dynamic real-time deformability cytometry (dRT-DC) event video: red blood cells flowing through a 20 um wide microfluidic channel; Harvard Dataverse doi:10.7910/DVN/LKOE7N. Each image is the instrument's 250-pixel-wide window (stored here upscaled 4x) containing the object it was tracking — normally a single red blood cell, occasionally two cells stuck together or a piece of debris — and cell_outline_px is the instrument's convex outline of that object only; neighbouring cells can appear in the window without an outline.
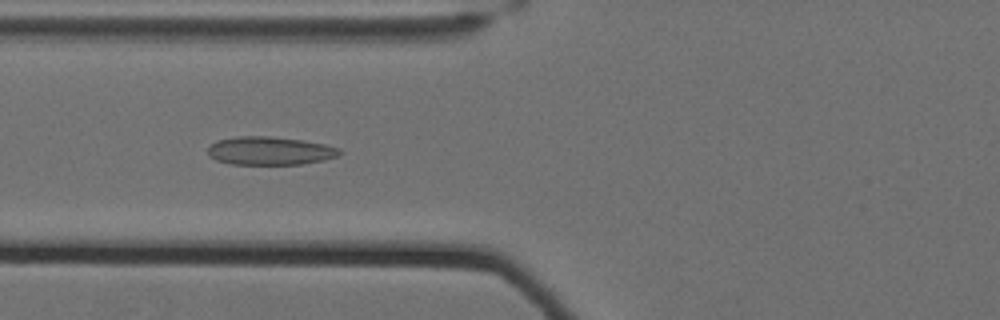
{"species": "Egyptian fruit bat (a non-hibernating species)", "species_latin": "Rousettus aegyptiacus", "temperature_condition": "cold", "stored_images_in_passage": 61, "camera_frame_rate_fps": 3000, "um_per_image_px": 0.085, "animal": {"sex": "female"}, "frame": {"image": 1, "passage_image": 27, "time_ms": 8.667, "image_size_px": [1000, 320], "cell_outline_px": [[344, 152], [336, 156], [324, 160], [300, 164], [228, 164], [216, 160], [208, 156], [208, 148], [216, 140], [236, 136], [268, 136], [304, 140], [324, 144], [340, 148]], "centroid_in_image_um": [22.93, 12.81], "position_along_channel_um": 102.9, "area_um2": 21.85}}
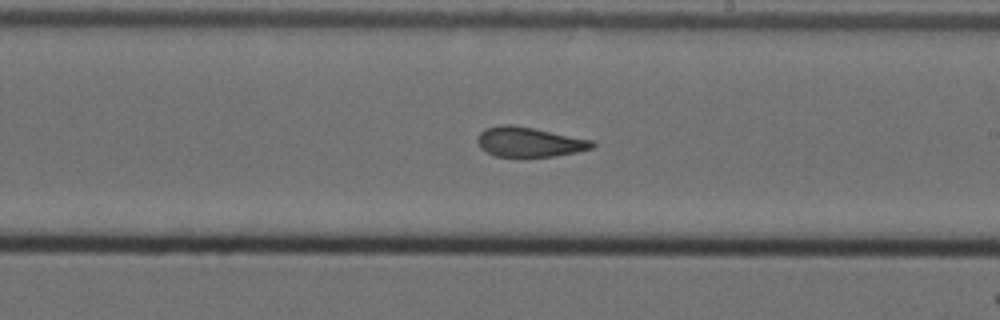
{"frame": {"image": 2, "passage_image": 39, "time_ms": 12.667, "image_size_px": [1000, 320], "cell_outline_px": [[596, 144], [592, 148], [576, 152], [552, 156], [496, 156], [480, 148], [476, 140], [476, 136], [484, 128], [500, 124], [512, 124], [592, 140]], "centroid_in_image_um": [44.93, 12.05], "position_along_channel_um": 244.1, "area_um2": 19.77}}
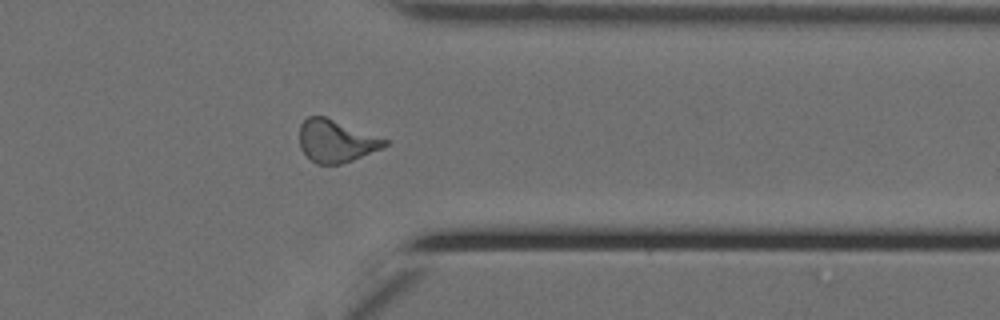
{"frame": {"image": 3, "passage_image": 51, "time_ms": 16.667, "image_size_px": [1000, 320], "cell_outline_px": [[388, 144], [380, 148], [352, 160], [340, 164], [316, 164], [300, 148], [300, 124], [308, 116], [324, 116], [388, 140]], "centroid_in_image_um": [28.52, 11.98], "position_along_channel_um": 382.9, "area_um2": 20.58}, "authors_computed_cell_mechanics": {"area_um2": 21.2126, "velocity_mm_per_s": 3.506, "shape_relaxation_time_tau1_ms": null, "shape_relaxation_time_tau2_ms": 1.9311, "deformation_change_tau1": null, "deformation_change_tau2": 0.1067}}